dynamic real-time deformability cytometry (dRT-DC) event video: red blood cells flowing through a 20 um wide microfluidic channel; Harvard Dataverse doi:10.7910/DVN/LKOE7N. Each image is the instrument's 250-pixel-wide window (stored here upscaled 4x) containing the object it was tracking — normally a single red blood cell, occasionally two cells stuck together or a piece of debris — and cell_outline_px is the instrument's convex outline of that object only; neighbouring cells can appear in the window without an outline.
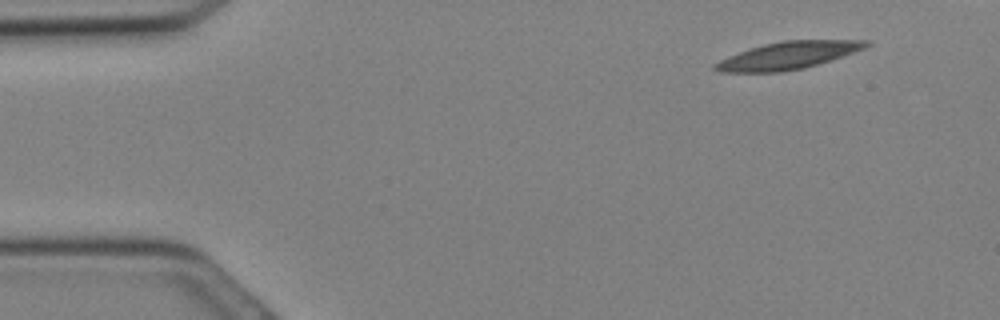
{"species": "Egyptian fruit bat (a non-hibernating species)", "species_latin": "Rousettus aegyptiacus", "temperature_condition": "cold", "stored_images_in_passage": 29, "camera_frame_rate_fps": 3000, "um_per_image_px": 0.085, "animal": {"sex": "female"}, "frame": {"image": 1, "passage_image": 3, "time_ms": 0.667, "image_size_px": [1000, 320], "cell_outline_px": [[872, 44], [864, 48], [804, 68], [780, 72], [720, 72], [712, 68], [712, 64], [728, 56], [764, 44], [784, 40], [868, 40]], "centroid_in_image_um": [66.94, 4.71], "position_along_channel_um": 18.1, "area_um2": 23.7}}
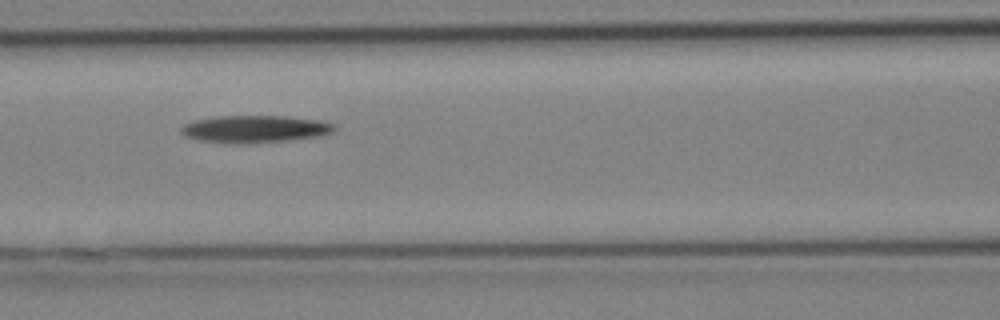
{"frame": {"image": 2, "passage_image": 13, "time_ms": 4.0, "image_size_px": [1000, 320], "cell_outline_px": [[336, 128], [332, 132], [320, 136], [288, 140], [248, 144], [236, 144], [196, 140], [184, 136], [180, 132], [180, 128], [184, 124], [192, 120], [216, 116], [284, 116], [320, 120], [332, 124]], "centroid_in_image_um": [21.59, 10.97], "position_along_channel_um": 145.0, "area_um2": 24.62}}
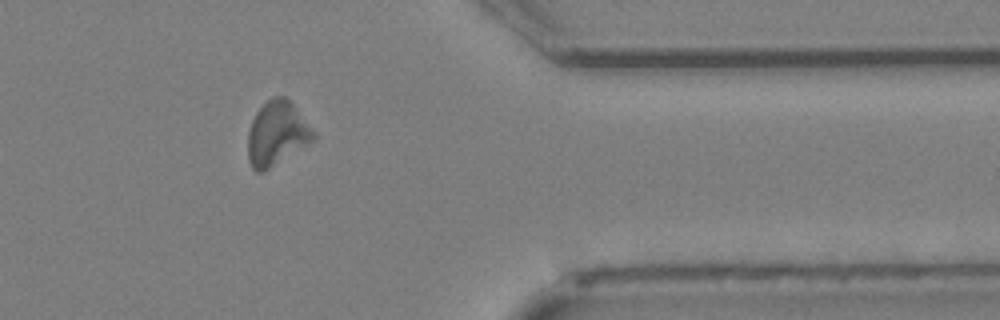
{"frame": {"image": 3, "passage_image": 25, "time_ms": 8.0, "image_size_px": [1000, 320], "cell_outline_px": [[316, 140], [264, 172], [256, 172], [252, 168], [248, 160], [248, 132], [252, 120], [256, 112], [272, 96], [284, 96], [292, 104], [316, 132]], "centroid_in_image_um": [23.54, 11.38], "position_along_channel_um": 387.9, "area_um2": 24.62}}